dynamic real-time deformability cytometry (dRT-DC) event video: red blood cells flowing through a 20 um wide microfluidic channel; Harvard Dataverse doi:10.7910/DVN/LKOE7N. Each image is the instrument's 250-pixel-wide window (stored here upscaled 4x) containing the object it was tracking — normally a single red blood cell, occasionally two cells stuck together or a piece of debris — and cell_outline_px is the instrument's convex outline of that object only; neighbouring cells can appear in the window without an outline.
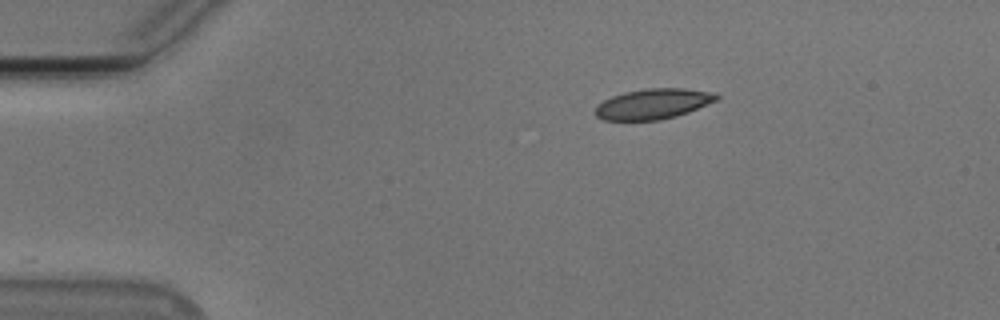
{"species": "Egyptian fruit bat (a non-hibernating species)", "species_latin": "Rousettus aegyptiacus", "temperature_condition": "cold", "stored_images_in_passage": 46, "camera_frame_rate_fps": 3000, "um_per_image_px": 0.085, "animal": {"sex": "male"}, "frame": {"image": 1, "passage_image": 1, "time_ms": 0.0, "image_size_px": [1000, 320], "cell_outline_px": [[720, 96], [716, 100], [688, 112], [676, 116], [660, 120], [604, 120], [596, 116], [596, 104], [612, 96], [624, 92], [648, 88], [684, 88], [716, 92]], "centroid_in_image_um": [55.52, 8.82], "position_along_channel_um": 29.5, "area_um2": 21.44}}
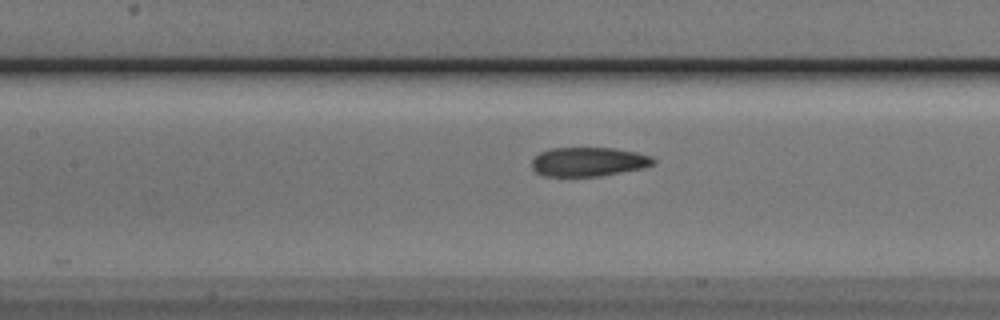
{"frame": {"image": 2, "passage_image": 16, "time_ms": 5.0, "image_size_px": [1000, 320], "cell_outline_px": [[656, 164], [644, 168], [600, 176], [544, 176], [536, 172], [532, 168], [532, 160], [540, 152], [552, 148], [612, 148], [636, 152], [652, 156], [656, 160]], "centroid_in_image_um": [50.06, 13.75], "position_along_channel_um": 157.3, "area_um2": 20.69}}
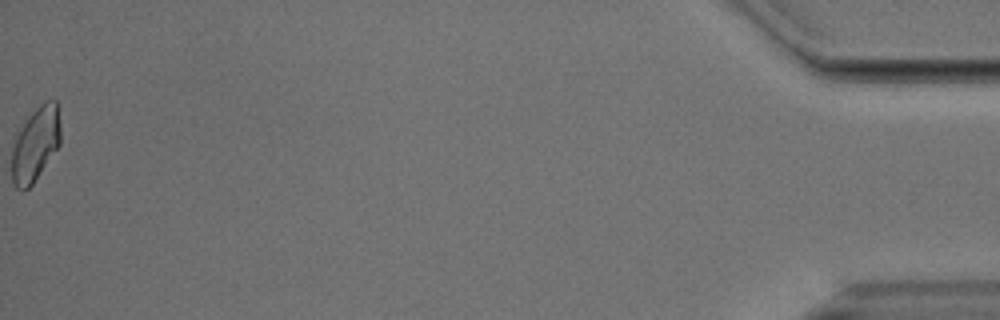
{"frame": {"image": 3, "passage_image": 46, "time_ms": 15.0, "image_size_px": [1000, 320], "cell_outline_px": [[60, 144], [32, 184], [28, 188], [16, 188], [12, 180], [12, 148], [24, 116], [44, 100], [56, 100], [60, 124]], "centroid_in_image_um": [3.01, 12.17], "position_along_channel_um": 432.2, "area_um2": 21.21}, "authors_computed_cell_mechanics": {"area_um2": 21.1837, "velocity_mm_per_s": 3.7604, "shape_relaxation_time_tau1_ms": 8.7949, "shape_relaxation_time_tau2_ms": 1.9968, "deformation_change_tau1": 0.1813, "deformation_change_tau2": 0.0698}}